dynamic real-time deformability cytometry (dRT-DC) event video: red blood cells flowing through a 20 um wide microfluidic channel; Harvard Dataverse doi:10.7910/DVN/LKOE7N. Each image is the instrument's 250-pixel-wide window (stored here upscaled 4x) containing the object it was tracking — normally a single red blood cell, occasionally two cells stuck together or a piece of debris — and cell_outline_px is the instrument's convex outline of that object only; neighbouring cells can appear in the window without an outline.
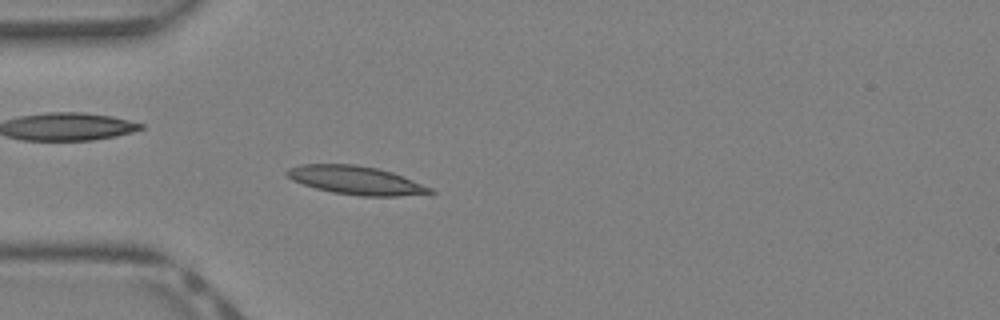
{"species": "Egyptian fruit bat (a non-hibernating species)", "species_latin": "Rousettus aegyptiacus", "temperature_condition": "warm", "stored_images_in_passage": 39, "camera_frame_rate_fps": 3000, "um_per_image_px": 0.085, "animal": {"sex": "female"}, "frame": {"image": 1, "passage_image": 11, "time_ms": 3.333, "image_size_px": [1000, 320], "cell_outline_px": [[436, 192], [396, 196], [360, 196], [332, 192], [316, 188], [292, 180], [284, 172], [288, 168], [300, 164], [356, 164], [376, 168], [392, 172], [432, 188]], "centroid_in_image_um": [30.21, 15.31], "position_along_channel_um": 54.8, "area_um2": 23.52}}
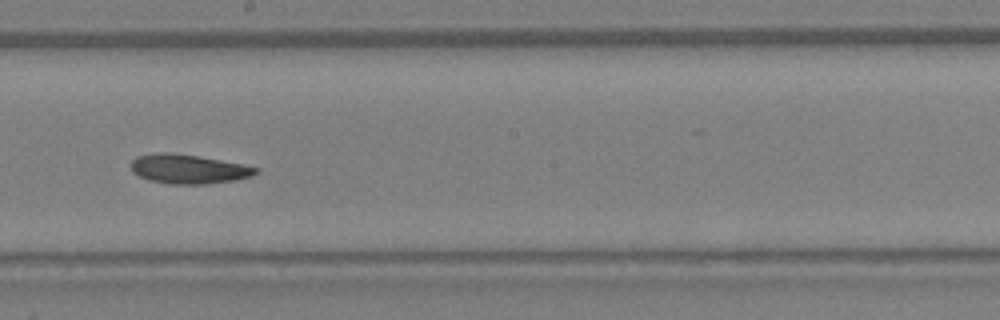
{"frame": {"image": 2, "passage_image": 22, "time_ms": 7.0, "image_size_px": [1000, 320], "cell_outline_px": [[260, 172], [252, 176], [236, 180], [208, 184], [172, 184], [152, 180], [140, 176], [132, 172], [132, 160], [136, 156], [156, 152], [172, 152], [244, 164], [260, 168]], "centroid_in_image_um": [16.07, 14.36], "position_along_channel_um": 232.1, "area_um2": 21.33}}
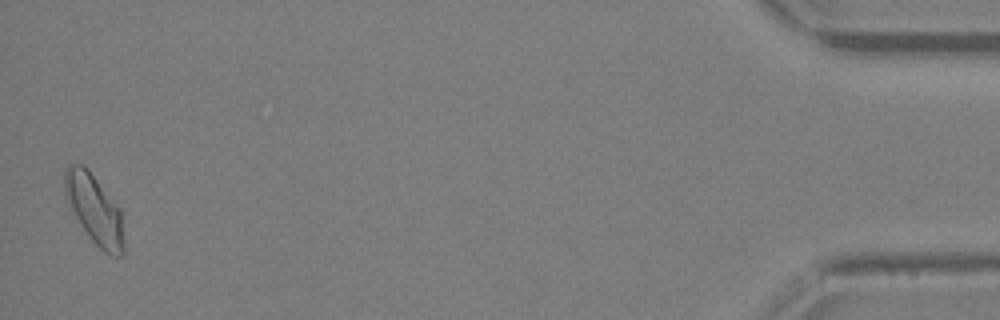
{"frame": {"image": 3, "passage_image": 39, "time_ms": 12.667, "image_size_px": [1000, 320], "cell_outline_px": [[124, 252], [120, 256], [112, 256], [104, 252], [92, 240], [76, 216], [64, 192], [64, 168], [68, 164], [84, 164], [88, 168], [120, 208], [124, 240]], "centroid_in_image_um": [8.04, 17.75], "position_along_channel_um": 427.2, "area_um2": 23.7}}